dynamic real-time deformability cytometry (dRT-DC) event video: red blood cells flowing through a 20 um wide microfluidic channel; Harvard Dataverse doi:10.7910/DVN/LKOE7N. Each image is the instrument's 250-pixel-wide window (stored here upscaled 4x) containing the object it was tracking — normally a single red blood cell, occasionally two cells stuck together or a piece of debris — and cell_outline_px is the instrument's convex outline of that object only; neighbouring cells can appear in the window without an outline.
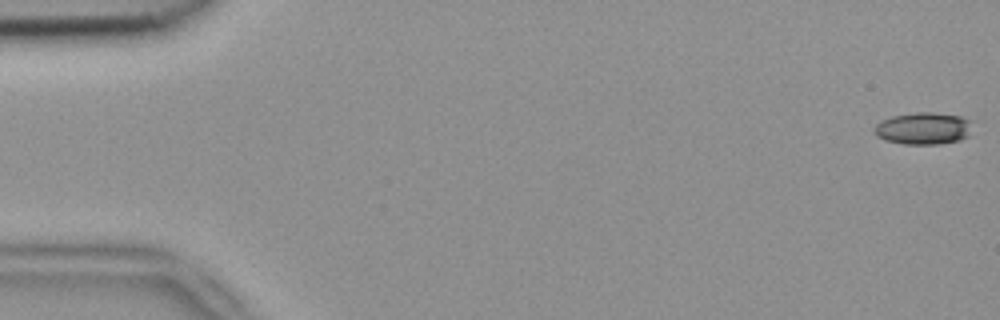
{"species": "common noctule bat (a hibernating species)", "species_latin": "Nyctalus noctula", "temperature_condition": "room temperature", "stored_images_in_passage": 5, "camera_frame_rate_fps": 3000, "um_per_image_px": 0.085, "animal": {"sex": "female", "body_mass_g": 18.4}, "frame": {"image": 1, "passage_image": 1, "time_ms": 0.0, "image_size_px": [1000, 320], "cell_outline_px": [[972, 120], [968, 136], [960, 140], [940, 144], [904, 144], [884, 140], [876, 136], [872, 132], [872, 128], [880, 120], [892, 116], [916, 112], [932, 112], [960, 116]], "centroid_in_image_um": [78.44, 10.91], "position_along_channel_um": 6.6, "area_um2": 18.61}}
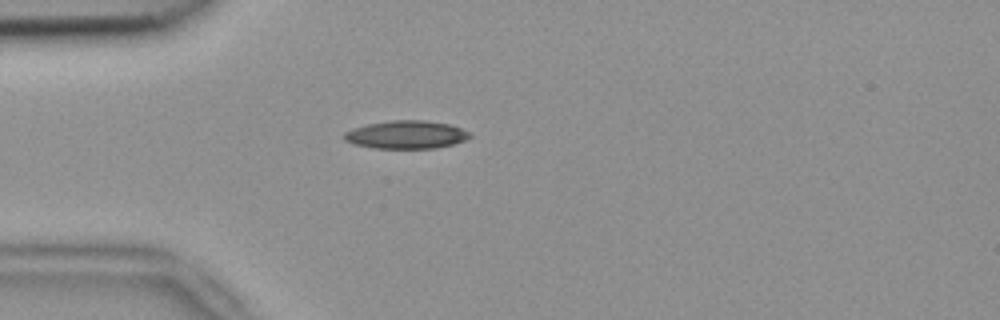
{"frame": {"image": 2, "passage_image": 5, "time_ms": 1.333, "image_size_px": [1000, 320], "cell_outline_px": [[472, 136], [464, 140], [452, 144], [436, 148], [372, 148], [352, 144], [344, 140], [344, 132], [352, 128], [368, 124], [392, 120], [424, 120], [448, 124], [460, 128], [468, 132]], "centroid_in_image_um": [34.48, 11.45], "position_along_channel_um": 50.5, "area_um2": 20.46}}